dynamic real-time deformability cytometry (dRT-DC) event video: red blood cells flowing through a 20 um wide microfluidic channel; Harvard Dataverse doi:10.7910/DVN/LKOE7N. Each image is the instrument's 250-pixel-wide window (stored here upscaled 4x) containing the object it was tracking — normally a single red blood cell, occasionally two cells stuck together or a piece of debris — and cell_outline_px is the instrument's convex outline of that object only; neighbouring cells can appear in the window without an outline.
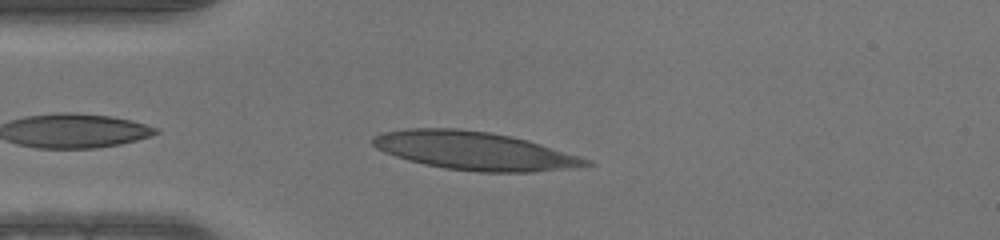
{"species": "human", "species_latin": "Homo sapiens", "temperature_condition": "warm", "stored_images_in_passage": 37, "camera_frame_rate_fps": 3000, "um_per_image_px": 0.085, "donor": {"sex": "male"}, "frame": {"image": 1, "passage_image": 3, "time_ms": 0.667, "image_size_px": [1000, 240], "cell_outline_px": [[596, 164], [580, 168], [532, 172], [480, 172], [444, 168], [424, 164], [408, 160], [384, 152], [376, 148], [372, 144], [372, 136], [384, 132], [408, 128], [460, 128], [488, 132], [512, 136], [528, 140], [580, 156], [592, 160]], "centroid_in_image_um": [40.39, 12.82], "position_along_channel_um": 44.6, "area_um2": 47.92}}
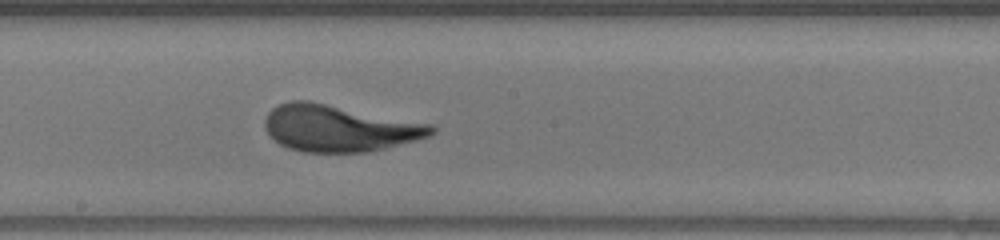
{"frame": {"image": 2, "passage_image": 17, "time_ms": 5.333, "image_size_px": [1000, 240], "cell_outline_px": [[436, 132], [428, 136], [416, 140], [368, 152], [304, 152], [288, 148], [280, 144], [264, 128], [264, 120], [268, 112], [272, 108], [280, 104], [292, 100], [308, 100], [432, 124], [436, 128]], "centroid_in_image_um": [28.82, 10.89], "position_along_channel_um": 219.4, "area_um2": 45.08}}
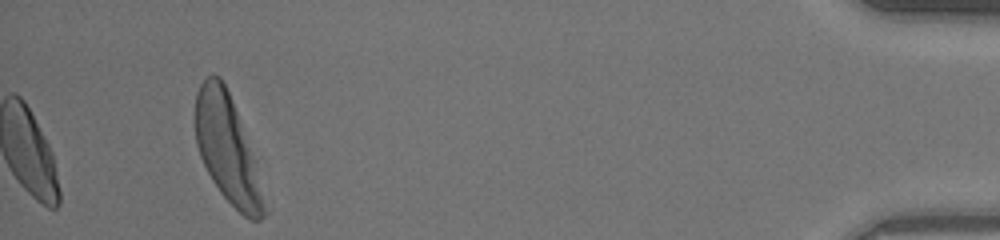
{"frame": {"image": 3, "passage_image": 37, "time_ms": 12.0, "image_size_px": [1000, 240], "cell_outline_px": [[268, 212], [260, 220], [248, 220], [220, 192], [212, 180], [200, 156], [196, 144], [196, 92], [200, 84], [212, 72], [220, 76], [228, 92], [236, 112], [252, 160]], "centroid_in_image_um": [19.27, 12.68], "position_along_channel_um": 415.9, "area_um2": 41.33}}